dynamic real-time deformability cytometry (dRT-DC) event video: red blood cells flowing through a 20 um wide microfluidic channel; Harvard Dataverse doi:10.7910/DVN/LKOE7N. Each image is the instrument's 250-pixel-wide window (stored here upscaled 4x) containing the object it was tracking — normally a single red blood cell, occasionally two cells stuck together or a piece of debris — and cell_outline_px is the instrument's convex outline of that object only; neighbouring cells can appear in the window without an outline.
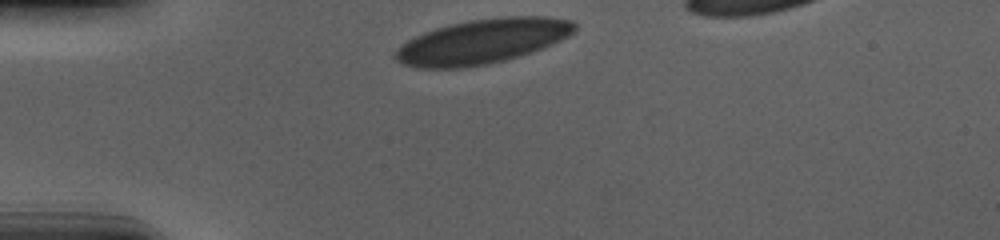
{"species": "human", "species_latin": "Homo sapiens", "temperature_condition": "cold", "stored_images_in_passage": 17, "camera_frame_rate_fps": 3000, "um_per_image_px": 0.085, "donor": {"sex": "male"}, "frame": {"image": 1, "passage_image": 1, "time_ms": 0.0, "image_size_px": [1000, 240], "cell_outline_px": [[576, 28], [568, 36], [560, 40], [532, 52], [504, 60], [488, 64], [460, 68], [420, 68], [404, 64], [396, 60], [392, 56], [408, 40], [424, 32], [448, 24], [472, 20], [504, 16], [548, 16], [572, 20], [576, 24]], "centroid_in_image_um": [41.02, 3.51], "position_along_channel_um": 44.0, "area_um2": 46.36}}
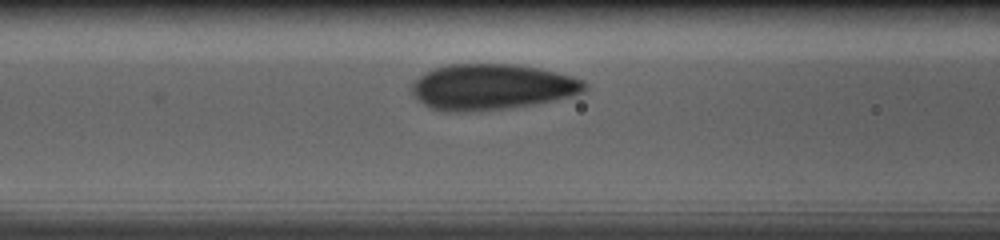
{"frame": {"image": 2, "passage_image": 10, "time_ms": 3.0, "image_size_px": [1000, 240], "cell_outline_px": [[588, 88], [584, 92], [572, 96], [532, 104], [504, 108], [464, 112], [444, 112], [432, 108], [424, 104], [412, 92], [412, 84], [420, 76], [436, 68], [448, 64], [516, 64], [540, 68], [572, 76], [584, 80], [588, 84]], "centroid_in_image_um": [41.85, 7.38], "position_along_channel_um": 124.7, "area_um2": 45.89}}
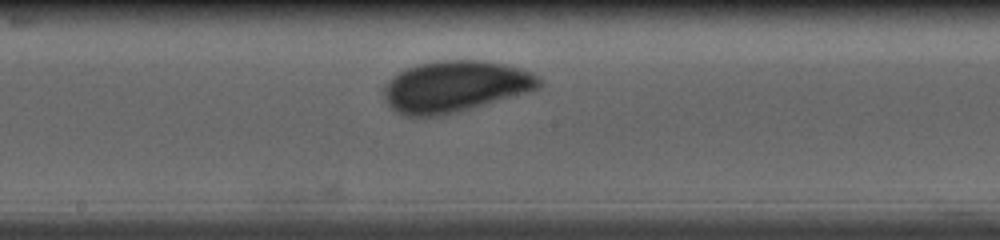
{"frame": {"image": 3, "passage_image": 17, "time_ms": 5.333, "image_size_px": [1000, 240], "cell_outline_px": [[544, 84], [540, 88], [528, 92], [448, 116], [424, 120], [416, 120], [404, 116], [396, 112], [388, 104], [384, 96], [384, 88], [388, 80], [392, 76], [404, 68], [416, 64], [440, 60], [484, 60], [504, 64], [520, 68], [532, 72], [540, 76]], "centroid_in_image_um": [38.67, 7.4], "position_along_channel_um": 209.5, "area_um2": 48.03}}